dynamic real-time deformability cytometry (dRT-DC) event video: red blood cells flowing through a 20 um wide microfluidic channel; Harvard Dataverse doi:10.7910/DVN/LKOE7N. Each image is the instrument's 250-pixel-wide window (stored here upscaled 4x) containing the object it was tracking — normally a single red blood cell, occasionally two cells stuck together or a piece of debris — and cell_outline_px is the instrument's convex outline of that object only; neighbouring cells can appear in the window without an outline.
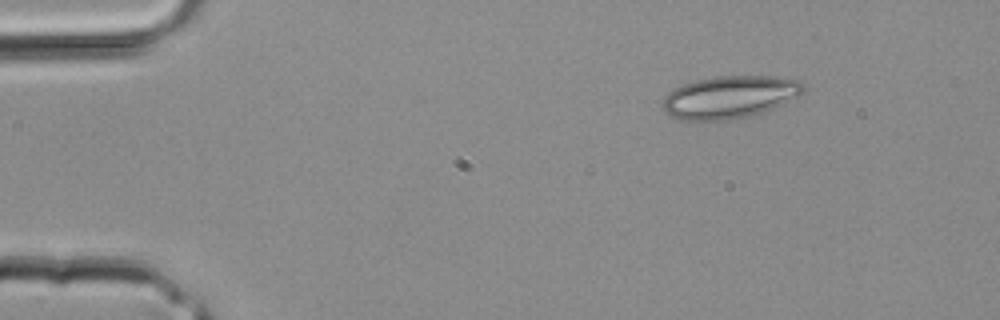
{"species": "common noctule bat (a hibernating species)", "species_latin": "Nyctalus noctula", "temperature_condition": "room temperature", "stored_images_in_passage": 2, "camera_frame_rate_fps": 3000, "um_per_image_px": 0.085, "animal": {"sex": "male", "body_mass_g": 20.4}, "frame": {"image": 1, "passage_image": 1, "time_ms": 0.0, "image_size_px": [1000, 320], "cell_outline_px": [[804, 92], [764, 112], [752, 116], [728, 120], [680, 120], [664, 112], [664, 96], [668, 92], [684, 84], [696, 80], [716, 76], [768, 76], [796, 80], [804, 84]], "centroid_in_image_um": [61.99, 8.26], "position_along_channel_um": 23.0, "area_um2": 34.51}}